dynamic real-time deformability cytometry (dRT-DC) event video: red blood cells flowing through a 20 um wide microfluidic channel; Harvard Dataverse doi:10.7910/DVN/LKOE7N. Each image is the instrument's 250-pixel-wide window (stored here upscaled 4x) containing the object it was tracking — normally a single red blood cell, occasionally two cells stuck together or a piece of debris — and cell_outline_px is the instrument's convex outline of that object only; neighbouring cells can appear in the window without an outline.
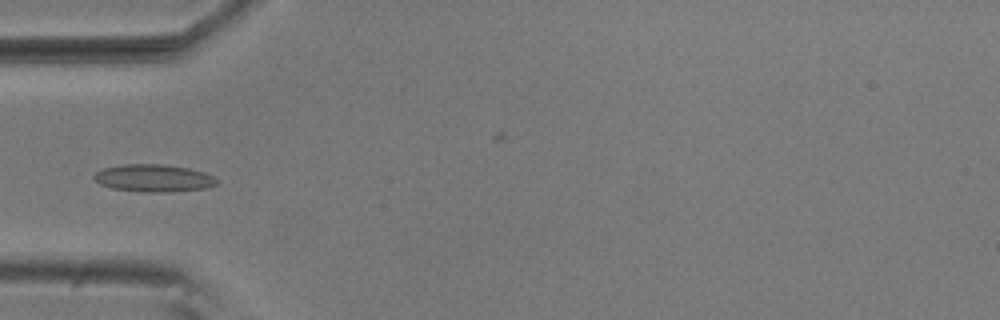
{"species": "common noctule bat (a hibernating species)", "species_latin": "Nyctalus noctula", "temperature_condition": "room temperature", "stored_images_in_passage": 6, "camera_frame_rate_fps": 3000, "um_per_image_px": 0.085, "animal": {"sex": "male", "body_mass_g": 20.5, "forearm_length_mm": 52.5}, "frame": {"image": 1, "passage_image": 6, "time_ms": 1.667, "image_size_px": [1000, 320], "cell_outline_px": [[216, 184], [208, 188], [172, 192], [144, 192], [112, 188], [100, 184], [92, 176], [96, 172], [104, 168], [124, 164], [160, 164], [188, 168], [204, 172], [212, 176], [216, 180]], "centroid_in_image_um": [13.05, 15.14], "position_along_channel_um": 71.9, "area_um2": 19.54}}